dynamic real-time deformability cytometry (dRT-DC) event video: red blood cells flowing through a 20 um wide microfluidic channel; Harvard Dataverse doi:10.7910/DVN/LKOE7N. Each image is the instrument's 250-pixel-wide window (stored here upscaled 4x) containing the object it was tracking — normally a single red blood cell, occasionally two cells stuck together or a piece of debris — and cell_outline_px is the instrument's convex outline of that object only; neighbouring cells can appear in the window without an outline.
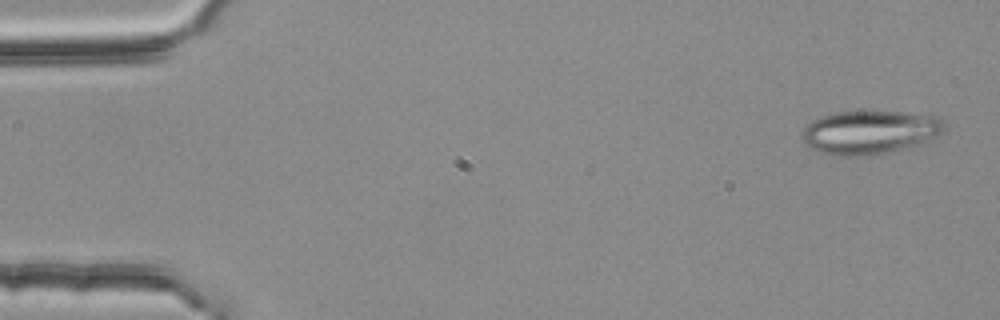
{"species": "common noctule bat (a hibernating species)", "species_latin": "Nyctalus noctula", "temperature_condition": "room temperature", "stored_images_in_passage": 4, "camera_frame_rate_fps": 3000, "um_per_image_px": 0.085, "animal": {"sex": "female", "body_mass_g": 25.1}, "frame": {"image": 1, "passage_image": 1, "time_ms": 0.0, "image_size_px": [1000, 320], "cell_outline_px": [[944, 128], [936, 136], [920, 144], [908, 148], [868, 156], [840, 156], [820, 152], [804, 144], [800, 136], [804, 128], [812, 120], [820, 116], [836, 112], [904, 112], [940, 116], [944, 124]], "centroid_in_image_um": [73.91, 11.25], "position_along_channel_um": 11.1, "area_um2": 36.24}}